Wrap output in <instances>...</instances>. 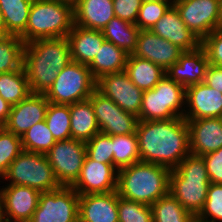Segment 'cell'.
I'll return each mask as SVG.
<instances>
[{"label": "cell", "instance_id": "1", "mask_svg": "<svg viewBox=\"0 0 222 222\" xmlns=\"http://www.w3.org/2000/svg\"><path fill=\"white\" fill-rule=\"evenodd\" d=\"M140 159L174 169L190 153L189 130L183 117L139 120L136 128Z\"/></svg>", "mask_w": 222, "mask_h": 222}, {"label": "cell", "instance_id": "2", "mask_svg": "<svg viewBox=\"0 0 222 222\" xmlns=\"http://www.w3.org/2000/svg\"><path fill=\"white\" fill-rule=\"evenodd\" d=\"M71 61L68 37L37 39L25 44L23 68L31 93L45 94Z\"/></svg>", "mask_w": 222, "mask_h": 222}, {"label": "cell", "instance_id": "3", "mask_svg": "<svg viewBox=\"0 0 222 222\" xmlns=\"http://www.w3.org/2000/svg\"><path fill=\"white\" fill-rule=\"evenodd\" d=\"M171 169L137 162L118 170L117 192L124 199L151 206L169 193Z\"/></svg>", "mask_w": 222, "mask_h": 222}, {"label": "cell", "instance_id": "4", "mask_svg": "<svg viewBox=\"0 0 222 222\" xmlns=\"http://www.w3.org/2000/svg\"><path fill=\"white\" fill-rule=\"evenodd\" d=\"M210 179L203 156L189 153L171 170L169 192L194 216L203 209Z\"/></svg>", "mask_w": 222, "mask_h": 222}, {"label": "cell", "instance_id": "5", "mask_svg": "<svg viewBox=\"0 0 222 222\" xmlns=\"http://www.w3.org/2000/svg\"><path fill=\"white\" fill-rule=\"evenodd\" d=\"M73 25V0H33L20 38L27 44L37 39L67 37Z\"/></svg>", "mask_w": 222, "mask_h": 222}, {"label": "cell", "instance_id": "6", "mask_svg": "<svg viewBox=\"0 0 222 222\" xmlns=\"http://www.w3.org/2000/svg\"><path fill=\"white\" fill-rule=\"evenodd\" d=\"M186 89L165 75L150 90L143 92L139 120H168L184 117Z\"/></svg>", "mask_w": 222, "mask_h": 222}, {"label": "cell", "instance_id": "7", "mask_svg": "<svg viewBox=\"0 0 222 222\" xmlns=\"http://www.w3.org/2000/svg\"><path fill=\"white\" fill-rule=\"evenodd\" d=\"M3 179L9 181V184L32 187L40 192H50L61 187L46 155L24 150L12 161Z\"/></svg>", "mask_w": 222, "mask_h": 222}, {"label": "cell", "instance_id": "8", "mask_svg": "<svg viewBox=\"0 0 222 222\" xmlns=\"http://www.w3.org/2000/svg\"><path fill=\"white\" fill-rule=\"evenodd\" d=\"M96 84L88 65L71 61L59 72L44 95L53 104H74L89 99Z\"/></svg>", "mask_w": 222, "mask_h": 222}, {"label": "cell", "instance_id": "9", "mask_svg": "<svg viewBox=\"0 0 222 222\" xmlns=\"http://www.w3.org/2000/svg\"><path fill=\"white\" fill-rule=\"evenodd\" d=\"M45 155L60 186L71 187L79 178L86 157V143L73 138L56 141Z\"/></svg>", "mask_w": 222, "mask_h": 222}, {"label": "cell", "instance_id": "10", "mask_svg": "<svg viewBox=\"0 0 222 222\" xmlns=\"http://www.w3.org/2000/svg\"><path fill=\"white\" fill-rule=\"evenodd\" d=\"M173 6L186 27L201 42L222 27L220 0H174Z\"/></svg>", "mask_w": 222, "mask_h": 222}, {"label": "cell", "instance_id": "11", "mask_svg": "<svg viewBox=\"0 0 222 222\" xmlns=\"http://www.w3.org/2000/svg\"><path fill=\"white\" fill-rule=\"evenodd\" d=\"M79 194L72 187L61 186L41 192L38 206L29 222H79Z\"/></svg>", "mask_w": 222, "mask_h": 222}, {"label": "cell", "instance_id": "12", "mask_svg": "<svg viewBox=\"0 0 222 222\" xmlns=\"http://www.w3.org/2000/svg\"><path fill=\"white\" fill-rule=\"evenodd\" d=\"M89 100L101 133L111 136L136 133L139 121L136 115L124 111L97 89L91 94Z\"/></svg>", "mask_w": 222, "mask_h": 222}, {"label": "cell", "instance_id": "13", "mask_svg": "<svg viewBox=\"0 0 222 222\" xmlns=\"http://www.w3.org/2000/svg\"><path fill=\"white\" fill-rule=\"evenodd\" d=\"M96 89L124 111L139 116L144 91L132 83L125 71L102 76Z\"/></svg>", "mask_w": 222, "mask_h": 222}, {"label": "cell", "instance_id": "14", "mask_svg": "<svg viewBox=\"0 0 222 222\" xmlns=\"http://www.w3.org/2000/svg\"><path fill=\"white\" fill-rule=\"evenodd\" d=\"M2 214L4 222H29L37 209L40 191L24 186H2Z\"/></svg>", "mask_w": 222, "mask_h": 222}, {"label": "cell", "instance_id": "15", "mask_svg": "<svg viewBox=\"0 0 222 222\" xmlns=\"http://www.w3.org/2000/svg\"><path fill=\"white\" fill-rule=\"evenodd\" d=\"M118 170L113 164H105L85 157L79 178L71 186L79 195L107 193L117 190Z\"/></svg>", "mask_w": 222, "mask_h": 222}, {"label": "cell", "instance_id": "16", "mask_svg": "<svg viewBox=\"0 0 222 222\" xmlns=\"http://www.w3.org/2000/svg\"><path fill=\"white\" fill-rule=\"evenodd\" d=\"M184 51L151 30H140L133 56L151 61L166 71L179 60Z\"/></svg>", "mask_w": 222, "mask_h": 222}, {"label": "cell", "instance_id": "17", "mask_svg": "<svg viewBox=\"0 0 222 222\" xmlns=\"http://www.w3.org/2000/svg\"><path fill=\"white\" fill-rule=\"evenodd\" d=\"M48 104L44 94L30 93L24 100L11 106L3 127L21 137L34 124L45 120Z\"/></svg>", "mask_w": 222, "mask_h": 222}, {"label": "cell", "instance_id": "18", "mask_svg": "<svg viewBox=\"0 0 222 222\" xmlns=\"http://www.w3.org/2000/svg\"><path fill=\"white\" fill-rule=\"evenodd\" d=\"M185 120L220 118L222 115V93L204 82L186 88Z\"/></svg>", "mask_w": 222, "mask_h": 222}, {"label": "cell", "instance_id": "19", "mask_svg": "<svg viewBox=\"0 0 222 222\" xmlns=\"http://www.w3.org/2000/svg\"><path fill=\"white\" fill-rule=\"evenodd\" d=\"M209 58L206 50L200 46L193 51H184L177 62L165 72L175 82L185 89L189 86L204 82Z\"/></svg>", "mask_w": 222, "mask_h": 222}, {"label": "cell", "instance_id": "20", "mask_svg": "<svg viewBox=\"0 0 222 222\" xmlns=\"http://www.w3.org/2000/svg\"><path fill=\"white\" fill-rule=\"evenodd\" d=\"M189 130V149L195 155H205L222 147L221 118L186 120Z\"/></svg>", "mask_w": 222, "mask_h": 222}, {"label": "cell", "instance_id": "21", "mask_svg": "<svg viewBox=\"0 0 222 222\" xmlns=\"http://www.w3.org/2000/svg\"><path fill=\"white\" fill-rule=\"evenodd\" d=\"M79 222H119L118 192L79 195Z\"/></svg>", "mask_w": 222, "mask_h": 222}, {"label": "cell", "instance_id": "22", "mask_svg": "<svg viewBox=\"0 0 222 222\" xmlns=\"http://www.w3.org/2000/svg\"><path fill=\"white\" fill-rule=\"evenodd\" d=\"M151 31L177 45L183 51H193L201 46V41L186 27L173 5L157 21Z\"/></svg>", "mask_w": 222, "mask_h": 222}, {"label": "cell", "instance_id": "23", "mask_svg": "<svg viewBox=\"0 0 222 222\" xmlns=\"http://www.w3.org/2000/svg\"><path fill=\"white\" fill-rule=\"evenodd\" d=\"M74 24L102 31L115 17L113 0H73Z\"/></svg>", "mask_w": 222, "mask_h": 222}, {"label": "cell", "instance_id": "24", "mask_svg": "<svg viewBox=\"0 0 222 222\" xmlns=\"http://www.w3.org/2000/svg\"><path fill=\"white\" fill-rule=\"evenodd\" d=\"M67 37L72 61L85 65H89L94 60L105 41L102 31L75 24Z\"/></svg>", "mask_w": 222, "mask_h": 222}, {"label": "cell", "instance_id": "25", "mask_svg": "<svg viewBox=\"0 0 222 222\" xmlns=\"http://www.w3.org/2000/svg\"><path fill=\"white\" fill-rule=\"evenodd\" d=\"M71 137L88 142L100 132L93 106L89 99L69 104Z\"/></svg>", "mask_w": 222, "mask_h": 222}, {"label": "cell", "instance_id": "26", "mask_svg": "<svg viewBox=\"0 0 222 222\" xmlns=\"http://www.w3.org/2000/svg\"><path fill=\"white\" fill-rule=\"evenodd\" d=\"M128 56L123 49L105 40L88 68L97 81L104 75L125 71Z\"/></svg>", "mask_w": 222, "mask_h": 222}, {"label": "cell", "instance_id": "27", "mask_svg": "<svg viewBox=\"0 0 222 222\" xmlns=\"http://www.w3.org/2000/svg\"><path fill=\"white\" fill-rule=\"evenodd\" d=\"M125 72L132 83L143 91L153 89L166 75L158 65L132 54L128 56Z\"/></svg>", "mask_w": 222, "mask_h": 222}, {"label": "cell", "instance_id": "28", "mask_svg": "<svg viewBox=\"0 0 222 222\" xmlns=\"http://www.w3.org/2000/svg\"><path fill=\"white\" fill-rule=\"evenodd\" d=\"M139 31L135 24L114 17L103 28L102 33L106 41L112 42L130 55L135 51Z\"/></svg>", "mask_w": 222, "mask_h": 222}, {"label": "cell", "instance_id": "29", "mask_svg": "<svg viewBox=\"0 0 222 222\" xmlns=\"http://www.w3.org/2000/svg\"><path fill=\"white\" fill-rule=\"evenodd\" d=\"M33 0H0L6 31L9 35L21 36L28 23Z\"/></svg>", "mask_w": 222, "mask_h": 222}, {"label": "cell", "instance_id": "30", "mask_svg": "<svg viewBox=\"0 0 222 222\" xmlns=\"http://www.w3.org/2000/svg\"><path fill=\"white\" fill-rule=\"evenodd\" d=\"M31 93L24 68L0 74V96L11 106Z\"/></svg>", "mask_w": 222, "mask_h": 222}, {"label": "cell", "instance_id": "31", "mask_svg": "<svg viewBox=\"0 0 222 222\" xmlns=\"http://www.w3.org/2000/svg\"><path fill=\"white\" fill-rule=\"evenodd\" d=\"M112 148L113 165L117 170L141 161L136 133L113 135Z\"/></svg>", "mask_w": 222, "mask_h": 222}, {"label": "cell", "instance_id": "32", "mask_svg": "<svg viewBox=\"0 0 222 222\" xmlns=\"http://www.w3.org/2000/svg\"><path fill=\"white\" fill-rule=\"evenodd\" d=\"M154 222H190L194 215L169 192L151 205Z\"/></svg>", "mask_w": 222, "mask_h": 222}, {"label": "cell", "instance_id": "33", "mask_svg": "<svg viewBox=\"0 0 222 222\" xmlns=\"http://www.w3.org/2000/svg\"><path fill=\"white\" fill-rule=\"evenodd\" d=\"M24 46L20 36L8 35L0 38V74L23 67Z\"/></svg>", "mask_w": 222, "mask_h": 222}, {"label": "cell", "instance_id": "34", "mask_svg": "<svg viewBox=\"0 0 222 222\" xmlns=\"http://www.w3.org/2000/svg\"><path fill=\"white\" fill-rule=\"evenodd\" d=\"M24 151L35 153H47L56 143L45 120L34 124L21 135Z\"/></svg>", "mask_w": 222, "mask_h": 222}, {"label": "cell", "instance_id": "35", "mask_svg": "<svg viewBox=\"0 0 222 222\" xmlns=\"http://www.w3.org/2000/svg\"><path fill=\"white\" fill-rule=\"evenodd\" d=\"M45 122L56 141L72 138L69 105L49 102Z\"/></svg>", "mask_w": 222, "mask_h": 222}, {"label": "cell", "instance_id": "36", "mask_svg": "<svg viewBox=\"0 0 222 222\" xmlns=\"http://www.w3.org/2000/svg\"><path fill=\"white\" fill-rule=\"evenodd\" d=\"M23 151L21 137L0 128V178L5 177L12 161Z\"/></svg>", "mask_w": 222, "mask_h": 222}, {"label": "cell", "instance_id": "37", "mask_svg": "<svg viewBox=\"0 0 222 222\" xmlns=\"http://www.w3.org/2000/svg\"><path fill=\"white\" fill-rule=\"evenodd\" d=\"M119 222H154L152 208L118 195Z\"/></svg>", "mask_w": 222, "mask_h": 222}, {"label": "cell", "instance_id": "38", "mask_svg": "<svg viewBox=\"0 0 222 222\" xmlns=\"http://www.w3.org/2000/svg\"><path fill=\"white\" fill-rule=\"evenodd\" d=\"M172 5L173 1H143L135 25L140 30H151Z\"/></svg>", "mask_w": 222, "mask_h": 222}, {"label": "cell", "instance_id": "39", "mask_svg": "<svg viewBox=\"0 0 222 222\" xmlns=\"http://www.w3.org/2000/svg\"><path fill=\"white\" fill-rule=\"evenodd\" d=\"M86 155L97 162L113 164L112 136L101 132L86 142Z\"/></svg>", "mask_w": 222, "mask_h": 222}, {"label": "cell", "instance_id": "40", "mask_svg": "<svg viewBox=\"0 0 222 222\" xmlns=\"http://www.w3.org/2000/svg\"><path fill=\"white\" fill-rule=\"evenodd\" d=\"M197 217L207 222H222V184H209L207 199Z\"/></svg>", "mask_w": 222, "mask_h": 222}, {"label": "cell", "instance_id": "41", "mask_svg": "<svg viewBox=\"0 0 222 222\" xmlns=\"http://www.w3.org/2000/svg\"><path fill=\"white\" fill-rule=\"evenodd\" d=\"M201 46L206 50L209 64L222 67V27L209 34Z\"/></svg>", "mask_w": 222, "mask_h": 222}, {"label": "cell", "instance_id": "42", "mask_svg": "<svg viewBox=\"0 0 222 222\" xmlns=\"http://www.w3.org/2000/svg\"><path fill=\"white\" fill-rule=\"evenodd\" d=\"M143 0H113L115 17L135 24Z\"/></svg>", "mask_w": 222, "mask_h": 222}, {"label": "cell", "instance_id": "43", "mask_svg": "<svg viewBox=\"0 0 222 222\" xmlns=\"http://www.w3.org/2000/svg\"><path fill=\"white\" fill-rule=\"evenodd\" d=\"M210 183L222 184V147L203 155Z\"/></svg>", "mask_w": 222, "mask_h": 222}, {"label": "cell", "instance_id": "44", "mask_svg": "<svg viewBox=\"0 0 222 222\" xmlns=\"http://www.w3.org/2000/svg\"><path fill=\"white\" fill-rule=\"evenodd\" d=\"M204 83L222 93V67L209 64Z\"/></svg>", "mask_w": 222, "mask_h": 222}, {"label": "cell", "instance_id": "45", "mask_svg": "<svg viewBox=\"0 0 222 222\" xmlns=\"http://www.w3.org/2000/svg\"><path fill=\"white\" fill-rule=\"evenodd\" d=\"M11 105L0 96V125L3 126L10 114Z\"/></svg>", "mask_w": 222, "mask_h": 222}, {"label": "cell", "instance_id": "46", "mask_svg": "<svg viewBox=\"0 0 222 222\" xmlns=\"http://www.w3.org/2000/svg\"><path fill=\"white\" fill-rule=\"evenodd\" d=\"M9 34L6 31V26L4 23L3 15L0 11V38L8 36Z\"/></svg>", "mask_w": 222, "mask_h": 222}, {"label": "cell", "instance_id": "47", "mask_svg": "<svg viewBox=\"0 0 222 222\" xmlns=\"http://www.w3.org/2000/svg\"><path fill=\"white\" fill-rule=\"evenodd\" d=\"M0 222H4L3 214H2V198H1V191H0Z\"/></svg>", "mask_w": 222, "mask_h": 222}, {"label": "cell", "instance_id": "48", "mask_svg": "<svg viewBox=\"0 0 222 222\" xmlns=\"http://www.w3.org/2000/svg\"><path fill=\"white\" fill-rule=\"evenodd\" d=\"M190 222H207V221L201 220L197 216H194Z\"/></svg>", "mask_w": 222, "mask_h": 222}, {"label": "cell", "instance_id": "49", "mask_svg": "<svg viewBox=\"0 0 222 222\" xmlns=\"http://www.w3.org/2000/svg\"><path fill=\"white\" fill-rule=\"evenodd\" d=\"M144 2H149V1H174V0H143Z\"/></svg>", "mask_w": 222, "mask_h": 222}, {"label": "cell", "instance_id": "50", "mask_svg": "<svg viewBox=\"0 0 222 222\" xmlns=\"http://www.w3.org/2000/svg\"><path fill=\"white\" fill-rule=\"evenodd\" d=\"M220 8H221V17H222V0H220Z\"/></svg>", "mask_w": 222, "mask_h": 222}]
</instances>
